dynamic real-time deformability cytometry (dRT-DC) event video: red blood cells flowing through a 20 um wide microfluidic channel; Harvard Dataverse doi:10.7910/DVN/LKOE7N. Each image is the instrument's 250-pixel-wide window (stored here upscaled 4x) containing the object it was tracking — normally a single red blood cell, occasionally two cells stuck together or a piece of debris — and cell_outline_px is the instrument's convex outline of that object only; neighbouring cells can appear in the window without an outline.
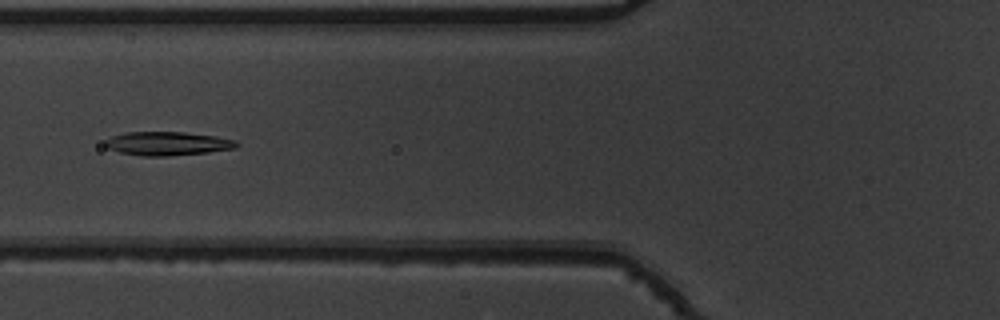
{"species": "common noctule bat (a hibernating species)", "species_latin": "Nyctalus noctula", "temperature_condition": "warm", "stored_images_in_passage": 38, "segment_of_instrument_passage": [1, 2], "camera_frame_rate_fps": 3000, "um_per_image_px": 0.085, "animal": {"sex": "male", "body_mass_g": 19.5, "forearm_length_mm": 54.6}, "frame": {"image": 1, "passage_image": 5, "time_ms": 1.333, "image_size_px": [1000, 320], "cell_outline_px": [[240, 144], [236, 148], [208, 152], [168, 156], [144, 156], [120, 152], [108, 148], [104, 144], [104, 140], [112, 136], [124, 132], [184, 132], [216, 136], [236, 140]], "centroid_in_image_um": [14.25, 12.19], "position_along_channel_um": 111.6, "area_um2": 18.21}}
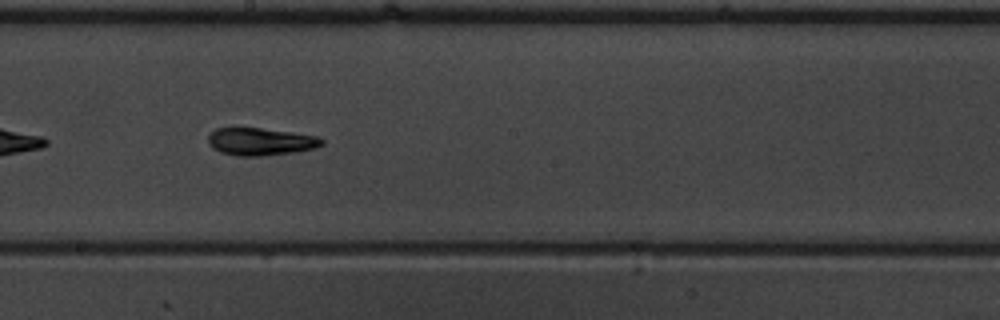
{"frame": {"image": 2, "passage_image": 14, "time_ms": 4.333, "image_size_px": [1000, 320], "cell_outline_px": [[324, 144], [316, 148], [292, 152], [264, 156], [236, 156], [220, 152], [212, 148], [208, 144], [208, 136], [216, 128], [260, 128], [292, 132], [320, 136], [324, 140]], "centroid_in_image_um": [22.16, 12.04], "position_along_channel_um": 226.0, "area_um2": 18.38}}
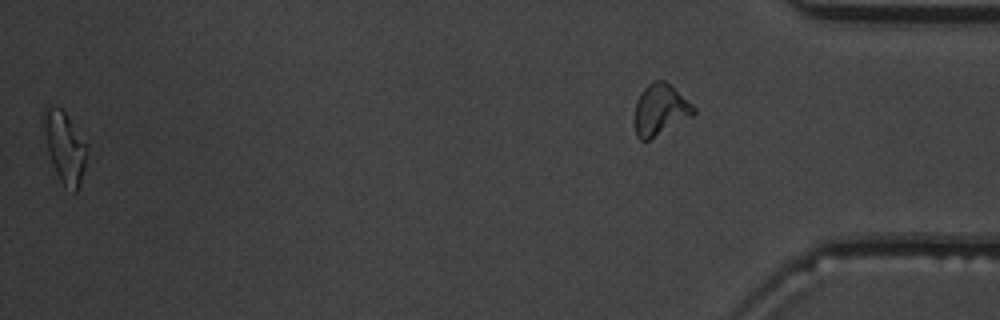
{"frame": {"image": 3, "passage_image": 37, "time_ms": 12.0, "image_size_px": [1000, 320], "cell_outline_px": [[88, 148], [84, 168], [80, 184], [76, 192], [72, 192], [64, 188], [52, 164], [40, 116], [44, 108], [60, 108], [64, 112], [88, 144]], "centroid_in_image_um": [5.5, 12.53], "position_along_channel_um": 429.7, "area_um2": 17.92}}